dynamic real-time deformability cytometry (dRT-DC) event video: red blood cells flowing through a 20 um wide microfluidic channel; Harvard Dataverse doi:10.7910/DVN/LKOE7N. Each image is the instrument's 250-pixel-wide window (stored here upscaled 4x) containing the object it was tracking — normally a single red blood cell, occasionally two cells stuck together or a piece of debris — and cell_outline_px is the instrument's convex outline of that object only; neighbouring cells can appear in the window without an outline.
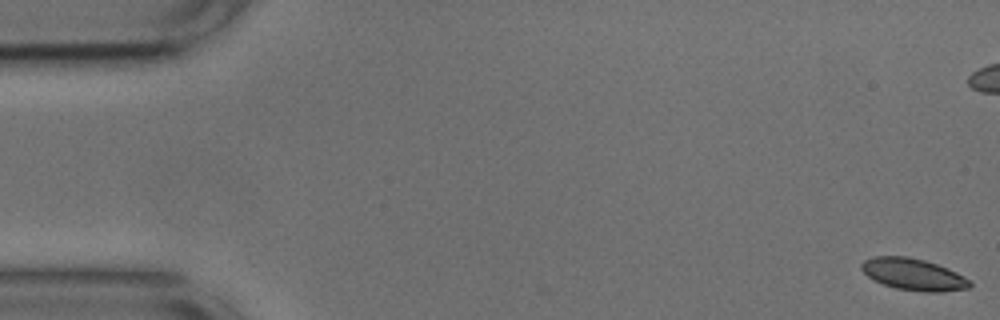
{"species": "common noctule bat (a hibernating species)", "species_latin": "Nyctalus noctula", "temperature_condition": "cold", "stored_images_in_passage": 47, "camera_frame_rate_fps": 3000, "um_per_image_px": 0.085, "animal": {"sex": "male", "body_mass_g": 17.9, "forearm_length_mm": 54.2}, "frame": {"image": 1, "passage_image": 1, "time_ms": 0.0, "image_size_px": [1000, 320], "cell_outline_px": [[972, 284], [968, 288], [944, 292], [924, 292], [896, 288], [872, 280], [860, 268], [860, 264], [864, 260], [872, 256], [908, 256], [924, 260], [948, 268], [972, 280]], "centroid_in_image_um": [77.64, 23.32], "position_along_channel_um": 7.4, "area_um2": 20.23}}
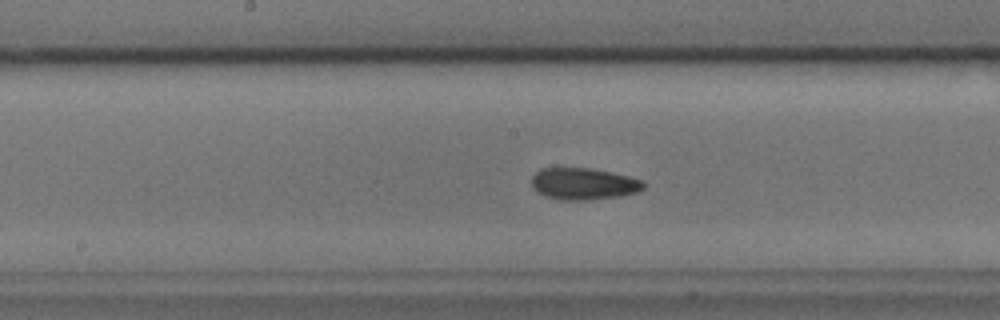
{"frame": {"image": 2, "passage_image": 27, "time_ms": 8.667, "image_size_px": [1000, 320], "cell_outline_px": [[644, 188], [636, 192], [620, 196], [588, 200], [560, 200], [544, 196], [536, 192], [532, 188], [532, 176], [540, 168], [592, 168], [612, 172], [644, 180]], "centroid_in_image_um": [49.58, 15.62], "position_along_channel_um": 198.6, "area_um2": 20.92}}
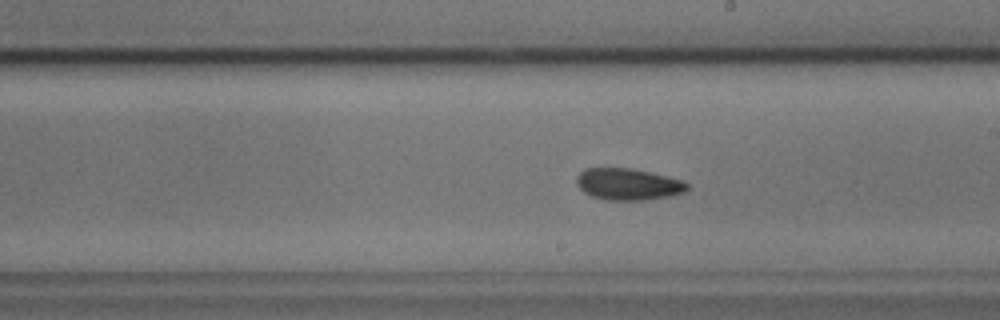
{"frame": {"image": 3, "passage_image": 30, "time_ms": 9.667, "image_size_px": [1000, 320], "cell_outline_px": [[688, 188], [684, 192], [668, 196], [644, 200], [604, 200], [592, 196], [584, 192], [576, 184], [576, 176], [584, 168], [632, 168], [668, 176], [684, 180], [688, 184]], "centroid_in_image_um": [53.37, 15.65], "position_along_channel_um": 235.6, "area_um2": 20.52}, "authors_computed_cell_mechanics": {"area_um2": 20.0566, "velocity_mm_per_s": 3.7152, "shape_relaxation_time_tau1_ms": 10.2537, "shape_relaxation_time_tau2_ms": 3.3358, "deformation_change_tau1": 0.141, "deformation_change_tau2": 0.06}}